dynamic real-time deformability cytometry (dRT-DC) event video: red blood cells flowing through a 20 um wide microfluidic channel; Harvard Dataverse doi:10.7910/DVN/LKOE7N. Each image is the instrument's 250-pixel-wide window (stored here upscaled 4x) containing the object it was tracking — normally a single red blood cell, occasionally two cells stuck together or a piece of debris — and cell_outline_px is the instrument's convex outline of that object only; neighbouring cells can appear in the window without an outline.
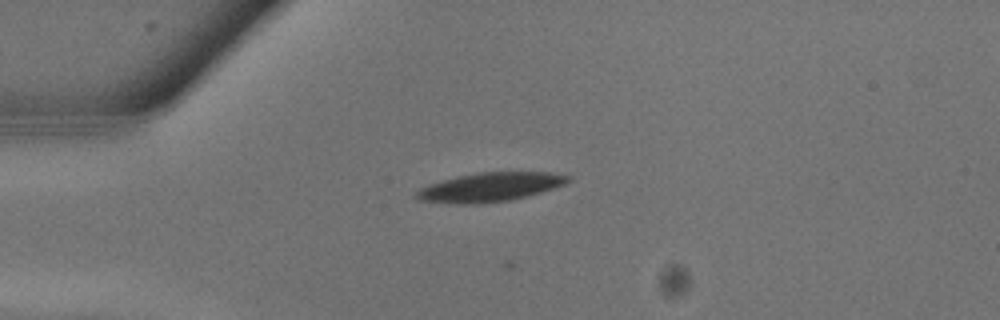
{"species": "common noctule bat (a hibernating species)", "species_latin": "Nyctalus noctula", "temperature_condition": "warm", "stored_images_in_passage": 4, "camera_frame_rate_fps": 3000, "um_per_image_px": 0.085, "animal": {"sex": "male", "body_mass_g": 13.3}, "frame": {"image": 1, "passage_image": 1, "time_ms": 0.0, "image_size_px": [1000, 320], "cell_outline_px": [[572, 180], [564, 184], [540, 192], [508, 200], [464, 204], [420, 200], [416, 196], [416, 192], [420, 188], [428, 184], [460, 176], [480, 172], [548, 172], [568, 176]], "centroid_in_image_um": [41.65, 15.89], "position_along_channel_um": 43.3, "area_um2": 24.8}}